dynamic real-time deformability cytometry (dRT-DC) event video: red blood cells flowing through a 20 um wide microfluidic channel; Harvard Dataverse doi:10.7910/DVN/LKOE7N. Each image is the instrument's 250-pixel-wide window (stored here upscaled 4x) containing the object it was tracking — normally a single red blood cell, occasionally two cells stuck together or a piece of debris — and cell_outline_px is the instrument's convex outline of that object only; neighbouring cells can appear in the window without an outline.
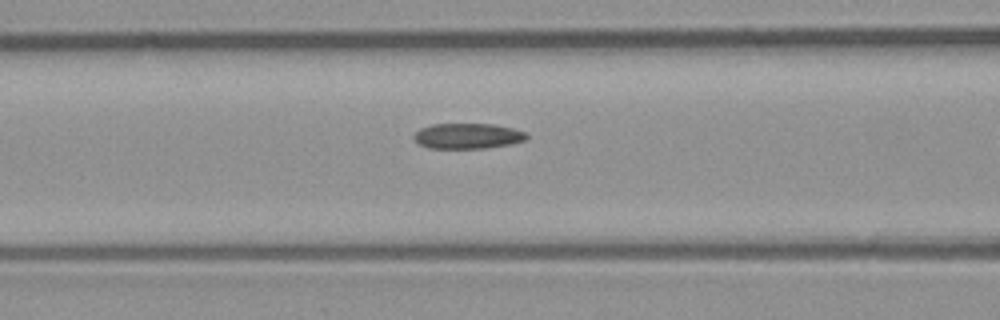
{"species": "common noctule bat (a hibernating species)", "species_latin": "Nyctalus noctula", "temperature_condition": "room temperature", "stored_images_in_passage": 17, "camera_frame_rate_fps": 3000, "um_per_image_px": 0.085, "animal": {"sex": "male", "body_mass_g": 23.1, "forearm_length_mm": 52.7}, "frame": {"image": 1, "passage_image": 15, "time_ms": 4.667, "image_size_px": [1000, 320], "cell_outline_px": [[528, 136], [524, 140], [508, 144], [484, 148], [428, 148], [416, 144], [412, 136], [420, 128], [432, 124], [492, 124], [512, 128], [524, 132]], "centroid_in_image_um": [39.66, 11.56], "position_along_channel_um": 126.9, "area_um2": 16.65}}